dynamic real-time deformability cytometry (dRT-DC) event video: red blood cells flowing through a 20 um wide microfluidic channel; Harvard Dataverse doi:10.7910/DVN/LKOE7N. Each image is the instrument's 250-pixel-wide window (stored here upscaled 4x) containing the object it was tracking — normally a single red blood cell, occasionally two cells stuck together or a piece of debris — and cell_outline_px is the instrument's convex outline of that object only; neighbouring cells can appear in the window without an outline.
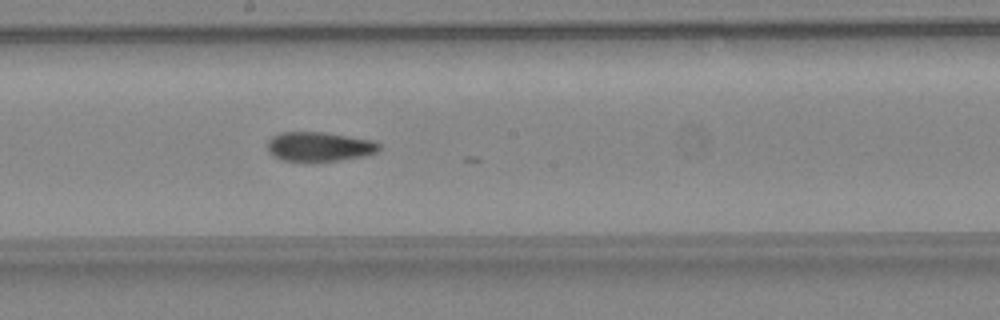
{"species": "common noctule bat (a hibernating species)", "species_latin": "Nyctalus noctula", "temperature_condition": "warm", "stored_images_in_passage": 19, "camera_frame_rate_fps": 3000, "um_per_image_px": 0.085, "animal": {"sex": "female", "body_mass_g": 24.6, "forearm_length_mm": 56.2}, "frame": {"image": 1, "passage_image": 14, "time_ms": 4.333, "image_size_px": [1000, 320], "cell_outline_px": [[380, 148], [376, 152], [364, 156], [336, 160], [284, 160], [268, 152], [268, 140], [272, 136], [280, 132], [324, 132], [376, 140], [380, 144]], "centroid_in_image_um": [27.17, 12.43], "position_along_channel_um": 221.0, "area_um2": 18.9}}
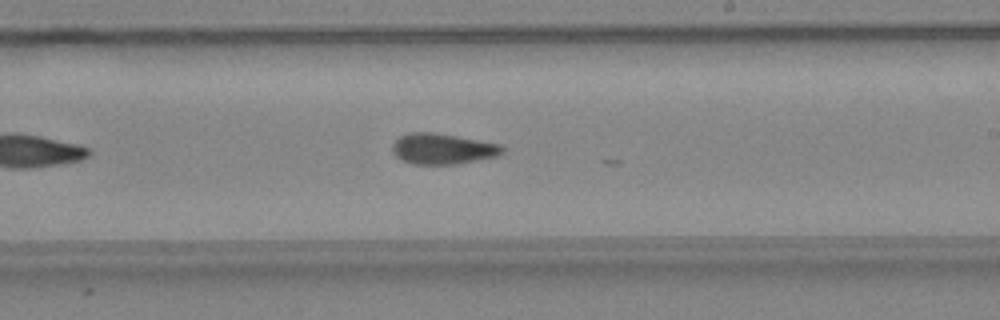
{"frame": {"image": 2, "passage_image": 16, "time_ms": 5.0, "image_size_px": [1000, 320], "cell_outline_px": [[504, 152], [500, 156], [456, 164], [412, 164], [400, 160], [392, 152], [392, 144], [400, 136], [408, 132], [432, 132], [456, 136], [500, 144], [504, 148]], "centroid_in_image_um": [37.61, 12.65], "position_along_channel_um": 251.4, "area_um2": 19.83}}